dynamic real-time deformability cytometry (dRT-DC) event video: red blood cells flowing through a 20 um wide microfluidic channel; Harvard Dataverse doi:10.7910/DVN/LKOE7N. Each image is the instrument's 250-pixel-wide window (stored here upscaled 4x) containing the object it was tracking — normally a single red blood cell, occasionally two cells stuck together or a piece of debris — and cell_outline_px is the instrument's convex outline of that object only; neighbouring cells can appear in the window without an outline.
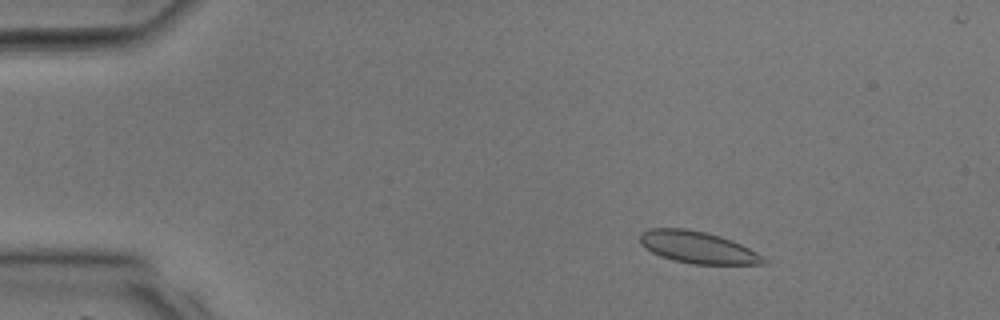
{"species": "common noctule bat (a hibernating species)", "species_latin": "Nyctalus noctula", "temperature_condition": "room temperature", "stored_images_in_passage": 12, "camera_frame_rate_fps": 3000, "um_per_image_px": 0.085, "animal": {"sex": "male", "body_mass_g": 17.9, "forearm_length_mm": 54.2}, "frame": {"image": 1, "passage_image": 6, "time_ms": 1.667, "image_size_px": [1000, 320], "cell_outline_px": [[768, 264], [692, 264], [672, 260], [660, 256], [644, 248], [640, 244], [640, 232], [648, 228], [688, 228], [720, 236], [740, 244], [756, 252], [768, 260]], "centroid_in_image_um": [59.26, 21.02], "position_along_channel_um": 25.7, "area_um2": 23.06}}